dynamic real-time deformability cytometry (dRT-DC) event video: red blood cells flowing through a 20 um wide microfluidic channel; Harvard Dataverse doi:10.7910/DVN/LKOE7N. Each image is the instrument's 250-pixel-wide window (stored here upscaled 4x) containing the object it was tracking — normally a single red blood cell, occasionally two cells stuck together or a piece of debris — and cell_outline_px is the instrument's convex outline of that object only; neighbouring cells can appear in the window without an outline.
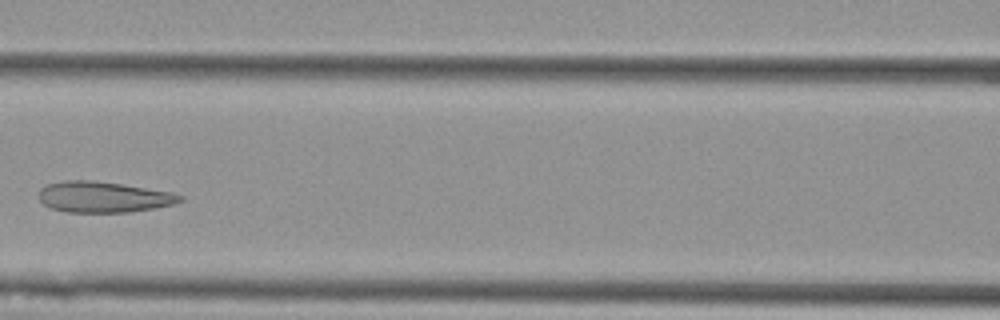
{"species": "Egyptian fruit bat (a non-hibernating species)", "species_latin": "Rousettus aegyptiacus", "temperature_condition": "cold", "stored_images_in_passage": 7, "camera_frame_rate_fps": 3000, "um_per_image_px": 0.085, "animal": {"sex": "female"}, "frame": {"image": 1, "passage_image": 4, "time_ms": 1.0, "image_size_px": [1000, 320], "cell_outline_px": [[184, 200], [176, 204], [156, 208], [128, 212], [64, 212], [52, 208], [44, 204], [36, 196], [40, 188], [48, 184], [64, 180], [92, 180], [124, 184], [172, 192], [184, 196]], "centroid_in_image_um": [8.81, 16.74], "position_along_channel_um": 157.8, "area_um2": 25.78}}
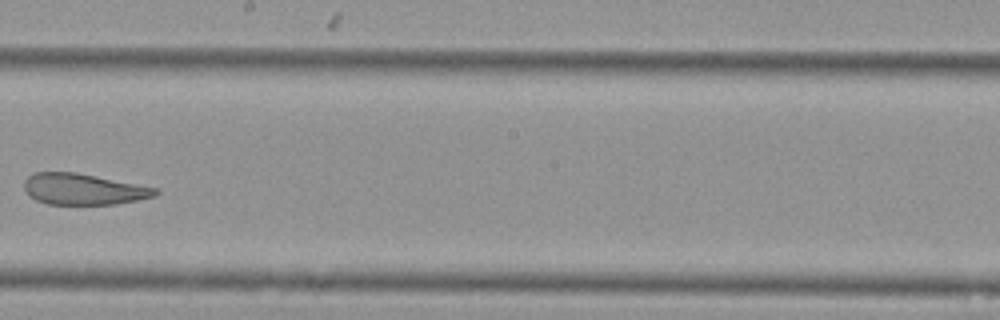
{"frame": {"image": 2, "passage_image": 6, "time_ms": 1.667, "image_size_px": [1000, 320], "cell_outline_px": [[160, 192], [156, 196], [116, 204], [48, 204], [36, 200], [28, 196], [24, 188], [24, 180], [28, 176], [36, 172], [76, 172], [160, 188]], "centroid_in_image_um": [7.11, 16.07], "position_along_channel_um": 241.1, "area_um2": 23.99}}
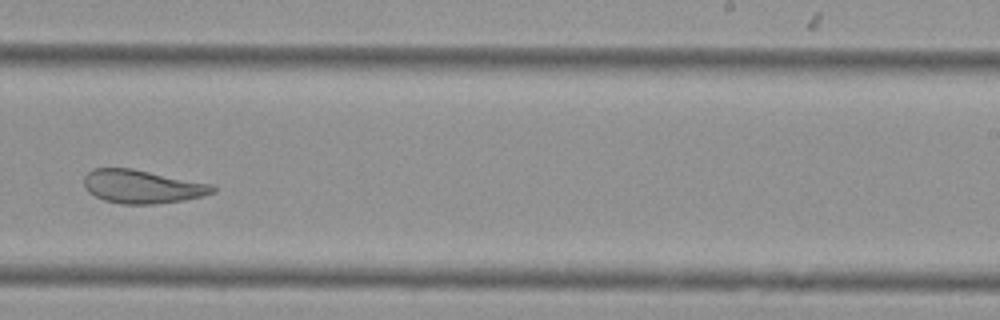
{"frame": {"image": 3, "passage_image": 7, "time_ms": 2.0, "image_size_px": [1000, 320], "cell_outline_px": [[216, 192], [184, 200], [156, 204], [120, 204], [104, 200], [88, 192], [84, 184], [84, 176], [92, 168], [132, 168], [212, 184], [216, 188]], "centroid_in_image_um": [12.07, 15.86], "position_along_channel_um": 276.9, "area_um2": 25.09}}